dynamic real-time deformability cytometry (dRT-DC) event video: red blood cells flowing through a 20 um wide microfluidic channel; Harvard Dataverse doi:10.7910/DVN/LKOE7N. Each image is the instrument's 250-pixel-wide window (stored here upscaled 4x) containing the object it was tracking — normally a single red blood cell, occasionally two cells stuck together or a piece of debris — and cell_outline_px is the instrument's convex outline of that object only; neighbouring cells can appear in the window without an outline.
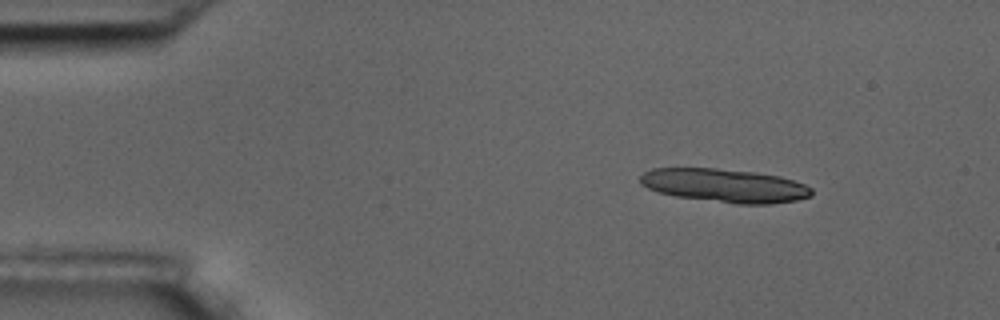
{"species": "common noctule bat (a hibernating species)", "species_latin": "Nyctalus noctula", "temperature_condition": "room temperature", "stored_images_in_passage": 6, "segment_of_instrument_passage": [1, 2], "camera_frame_rate_fps": 3000, "um_per_image_px": 0.085, "animal": {"sex": "male", "body_mass_g": 17.5, "forearm_length_mm": 52.3}, "frame": {"image": 1, "passage_image": 1, "time_ms": 0.0, "image_size_px": [1000, 320], "cell_outline_px": [[812, 196], [796, 200], [768, 204], [736, 204], [676, 196], [660, 192], [648, 188], [640, 184], [640, 176], [644, 172], [652, 168], [716, 168], [756, 172], [780, 176], [804, 184], [812, 188]], "centroid_in_image_um": [61.6, 15.76], "position_along_channel_um": 23.4, "area_um2": 33.47}}